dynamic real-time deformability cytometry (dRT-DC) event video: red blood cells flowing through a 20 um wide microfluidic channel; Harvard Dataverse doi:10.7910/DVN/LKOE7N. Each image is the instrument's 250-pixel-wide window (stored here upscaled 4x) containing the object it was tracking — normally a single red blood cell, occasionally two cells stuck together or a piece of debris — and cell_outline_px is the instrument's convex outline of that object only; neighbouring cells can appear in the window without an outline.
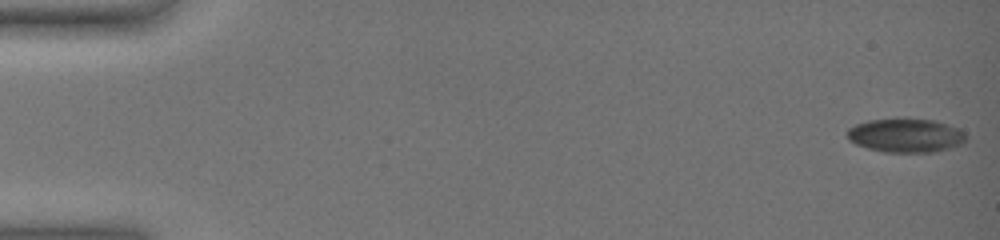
{"species": "common noctule bat (a hibernating species)", "species_latin": "Nyctalus noctula", "temperature_condition": "warm", "stored_images_in_passage": 55, "camera_frame_rate_fps": 3000, "um_per_image_px": 0.085, "animal": {"sex": "female", "body_mass_g": 19.0, "forearm_length_mm": 51.5}, "frame": {"image": 1, "passage_image": 1, "time_ms": 0.0, "image_size_px": [1000, 240], "cell_outline_px": [[964, 140], [960, 144], [952, 148], [932, 152], [884, 152], [868, 148], [856, 144], [848, 140], [848, 128], [856, 124], [868, 120], [904, 116], [936, 120], [960, 128], [964, 132]], "centroid_in_image_um": [76.98, 11.47], "position_along_channel_um": 8.0, "area_um2": 24.04}}
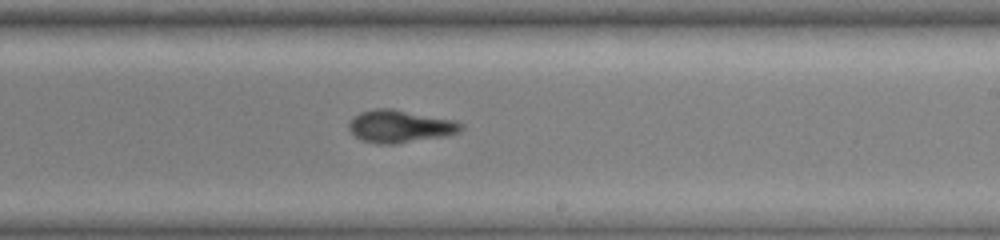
{"frame": {"image": 2, "passage_image": 36, "time_ms": 11.667, "image_size_px": [1000, 240], "cell_outline_px": [[464, 128], [456, 132], [444, 136], [396, 144], [376, 144], [360, 140], [348, 128], [348, 124], [360, 112], [376, 108], [392, 108], [456, 120], [464, 124]], "centroid_in_image_um": [34.01, 10.74], "position_along_channel_um": 255.0, "area_um2": 21.33}}
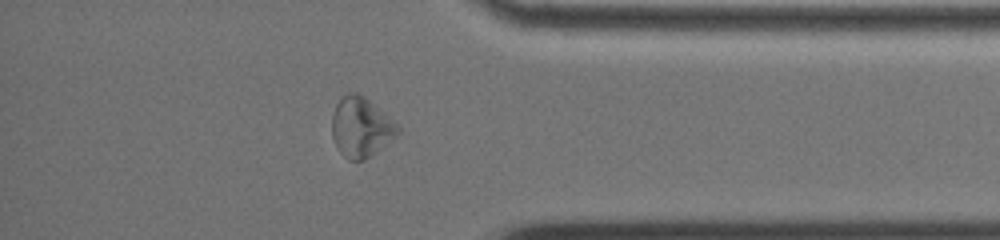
{"frame": {"image": 3, "passage_image": 49, "time_ms": 16.0, "image_size_px": [1000, 240], "cell_outline_px": [[400, 132], [396, 136], [364, 160], [348, 160], [336, 148], [332, 136], [332, 112], [336, 104], [348, 92], [356, 92], [368, 100], [384, 112], [400, 128]], "centroid_in_image_um": [30.65, 10.82], "position_along_channel_um": 404.6, "area_um2": 22.66}, "authors_computed_cell_mechanics": {"area_um2": 22.6576, "velocity_mm_per_s": 3.5424, "shape_relaxation_time_tau1_ms": 6.9698, "shape_relaxation_time_tau2_ms": 6.4088, "deformation_change_tau1": 0.1941, "deformation_change_tau2": 0.1109}}